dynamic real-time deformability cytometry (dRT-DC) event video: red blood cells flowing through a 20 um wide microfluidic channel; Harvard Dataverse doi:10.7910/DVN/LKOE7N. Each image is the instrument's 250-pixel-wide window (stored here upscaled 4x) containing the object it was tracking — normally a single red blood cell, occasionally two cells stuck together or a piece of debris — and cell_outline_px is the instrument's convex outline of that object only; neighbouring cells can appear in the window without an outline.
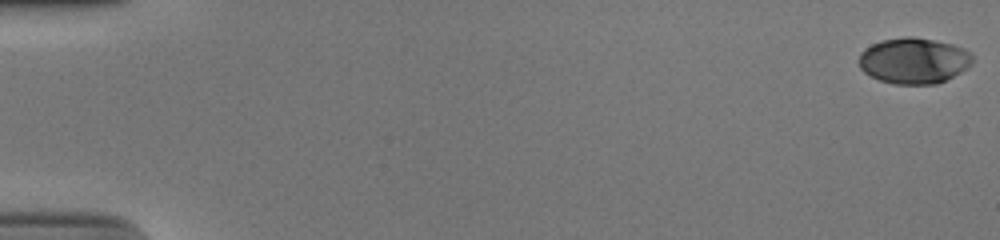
{"species": "human", "species_latin": "Homo sapiens", "temperature_condition": "cold", "stored_images_in_passage": 55, "camera_frame_rate_fps": 3000, "um_per_image_px": 0.085, "donor": {"sex": "male"}, "frame": {"image": 1, "passage_image": 1, "time_ms": 0.0, "image_size_px": [1000, 240], "cell_outline_px": [[972, 64], [968, 68], [936, 84], [892, 84], [880, 80], [864, 72], [860, 68], [860, 52], [864, 48], [880, 40], [908, 36], [912, 36], [952, 44], [964, 48], [972, 52]], "centroid_in_image_um": [77.68, 5.15], "position_along_channel_um": 7.3, "area_um2": 30.4}}
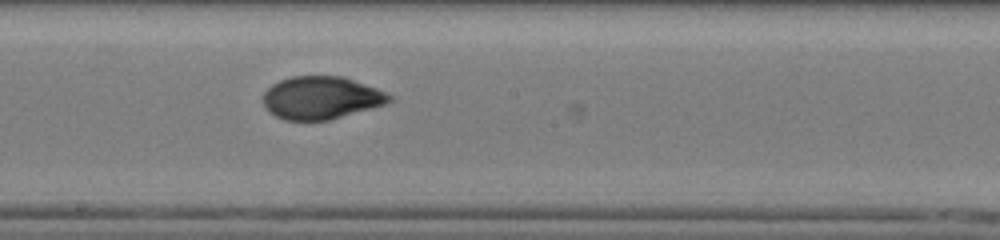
{"frame": {"image": 2, "passage_image": 32, "time_ms": 10.333, "image_size_px": [1000, 240], "cell_outline_px": [[392, 100], [384, 104], [328, 120], [284, 120], [268, 112], [264, 104], [264, 92], [272, 84], [280, 80], [292, 76], [344, 76], [376, 88], [392, 96]], "centroid_in_image_um": [27.26, 8.3], "position_along_channel_um": 220.9, "area_um2": 31.15}}
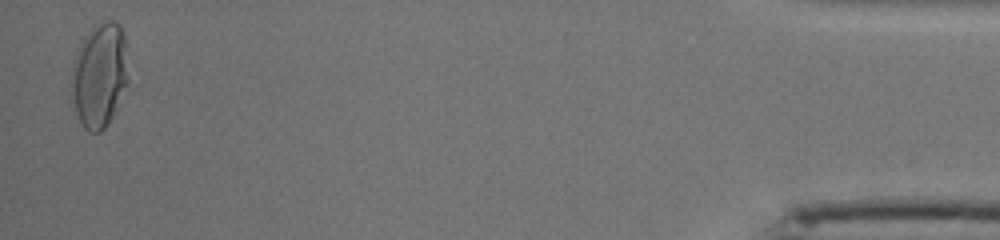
{"frame": {"image": 3, "passage_image": 54, "time_ms": 17.667, "image_size_px": [1000, 240], "cell_outline_px": [[128, 84], [108, 124], [100, 132], [88, 132], [84, 128], [76, 112], [72, 84], [72, 68], [76, 52], [88, 28], [104, 20], [112, 20], [120, 24], [124, 36], [128, 76]], "centroid_in_image_um": [8.47, 6.35], "position_along_channel_um": 426.7, "area_um2": 34.51}, "authors_computed_cell_mechanics": {"area_um2": 31.1542, "velocity_mm_per_s": 3.906, "shape_relaxation_time_tau1_ms": 6.0471, "shape_relaxation_time_tau2_ms": 0.8151, "deformation_change_tau1": 0.2518, "deformation_change_tau2": 0.0454}}